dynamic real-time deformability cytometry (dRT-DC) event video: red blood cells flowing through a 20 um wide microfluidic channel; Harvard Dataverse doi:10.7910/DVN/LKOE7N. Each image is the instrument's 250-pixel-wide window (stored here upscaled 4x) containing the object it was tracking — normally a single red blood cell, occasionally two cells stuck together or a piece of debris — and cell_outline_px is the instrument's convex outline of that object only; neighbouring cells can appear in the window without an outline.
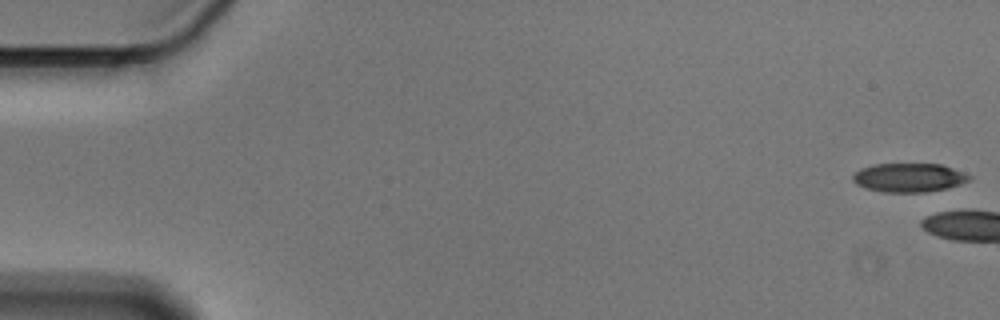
{"species": "Egyptian fruit bat (a non-hibernating species)", "species_latin": "Rousettus aegyptiacus", "temperature_condition": "cold", "stored_images_in_passage": 4, "camera_frame_rate_fps": 3000, "um_per_image_px": 0.085, "animal": {"sex": "male"}, "frame": {"image": 1, "passage_image": 1, "time_ms": 0.0, "image_size_px": [1000, 320], "cell_outline_px": [[972, 176], [968, 180], [960, 184], [944, 188], [924, 192], [884, 192], [864, 188], [856, 184], [852, 180], [852, 176], [860, 168], [872, 164], [940, 164], [952, 168]], "centroid_in_image_um": [77.2, 15.09], "position_along_channel_um": 7.8, "area_um2": 19.42}}